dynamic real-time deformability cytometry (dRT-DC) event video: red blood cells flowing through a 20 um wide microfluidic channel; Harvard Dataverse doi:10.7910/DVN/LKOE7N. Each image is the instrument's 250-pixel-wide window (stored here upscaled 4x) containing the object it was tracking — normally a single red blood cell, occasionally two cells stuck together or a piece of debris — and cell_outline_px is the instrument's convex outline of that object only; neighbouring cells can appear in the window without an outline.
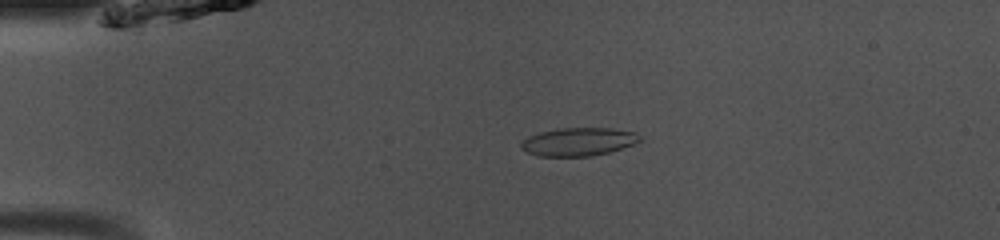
{"species": "common noctule bat (a hibernating species)", "species_latin": "Nyctalus noctula", "temperature_condition": "room temperature", "stored_images_in_passage": 49, "camera_frame_rate_fps": 3000, "um_per_image_px": 0.085, "animal": {"sex": "male", "body_mass_g": 13.0, "forearm_length_mm": 53.1}, "frame": {"image": 1, "passage_image": 11, "time_ms": 3.333, "image_size_px": [1000, 240], "cell_outline_px": [[644, 140], [608, 152], [592, 156], [536, 156], [520, 148], [520, 144], [528, 136], [540, 132], [560, 128], [612, 128], [636, 132]], "centroid_in_image_um": [49.17, 12.04], "position_along_channel_um": 35.8, "area_um2": 19.48}}
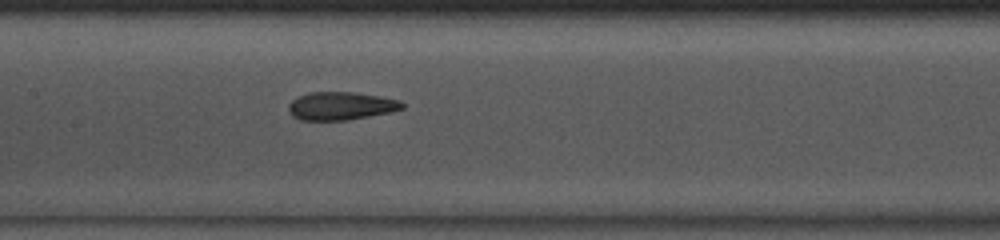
{"frame": {"image": 2, "passage_image": 24, "time_ms": 7.667, "image_size_px": [1000, 240], "cell_outline_px": [[404, 108], [388, 112], [348, 120], [300, 120], [292, 116], [288, 112], [288, 104], [296, 96], [308, 92], [356, 92], [380, 96], [400, 100], [404, 104]], "centroid_in_image_um": [28.92, 8.99], "position_along_channel_um": 178.5, "area_um2": 18.73}}
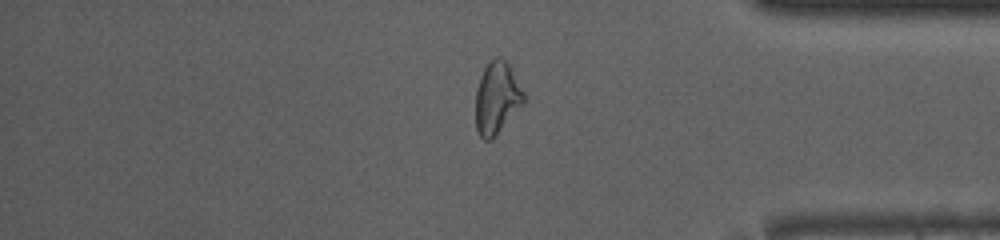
{"frame": {"image": 3, "passage_image": 41, "time_ms": 13.333, "image_size_px": [1000, 240], "cell_outline_px": [[524, 100], [496, 136], [492, 140], [484, 140], [480, 136], [476, 128], [476, 88], [480, 76], [484, 68], [496, 56], [504, 60], [508, 64], [524, 92]], "centroid_in_image_um": [42.2, 8.34], "position_along_channel_um": 393.0, "area_um2": 19.77}, "authors_computed_cell_mechanics": {"area_um2": 19.7676, "velocity_mm_per_s": 4.0967, "shape_relaxation_time_tau1_ms": null, "shape_relaxation_time_tau2_ms": 1.7277, "deformation_change_tau1": null, "deformation_change_tau2": 0.0949}}